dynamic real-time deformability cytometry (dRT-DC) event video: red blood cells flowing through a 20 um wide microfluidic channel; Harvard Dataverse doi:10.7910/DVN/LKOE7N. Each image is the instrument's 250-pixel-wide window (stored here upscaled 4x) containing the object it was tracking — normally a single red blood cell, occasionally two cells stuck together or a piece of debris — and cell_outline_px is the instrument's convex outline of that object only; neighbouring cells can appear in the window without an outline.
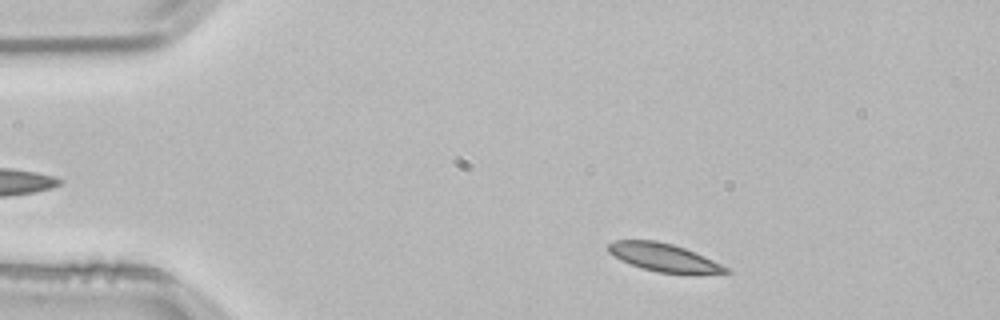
{"species": "common noctule bat (a hibernating species)", "species_latin": "Nyctalus noctula", "temperature_condition": "room temperature", "stored_images_in_passage": 44, "camera_frame_rate_fps": 3000, "um_per_image_px": 0.085, "animal": {"sex": "male", "body_mass_g": 21.5, "forearm_length_mm": 52.0}, "frame": {"image": 1, "passage_image": 5, "time_ms": 1.333, "image_size_px": [1000, 320], "cell_outline_px": [[732, 272], [656, 272], [620, 260], [608, 252], [608, 244], [616, 240], [656, 240], [672, 244], [684, 248], [704, 256], [728, 268]], "centroid_in_image_um": [56.33, 21.84], "position_along_channel_um": 28.7, "area_um2": 18.44}}
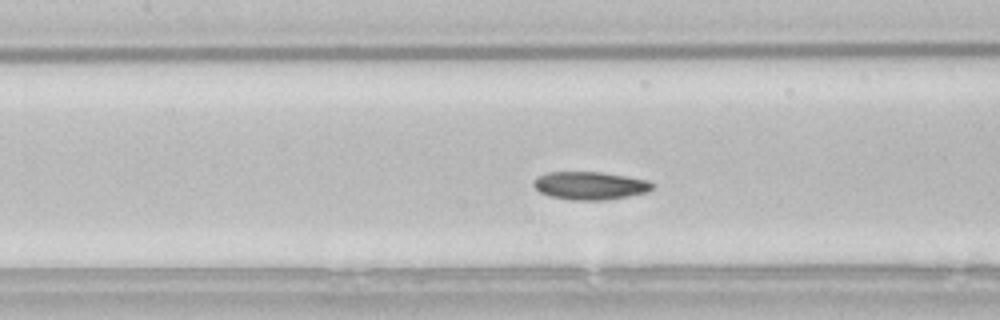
{"frame": {"image": 2, "passage_image": 20, "time_ms": 6.333, "image_size_px": [1000, 320], "cell_outline_px": [[656, 184], [648, 192], [628, 196], [604, 200], [572, 200], [552, 196], [540, 192], [532, 184], [532, 180], [536, 176], [548, 172], [600, 172], [648, 180]], "centroid_in_image_um": [50.14, 15.77], "position_along_channel_um": 157.3, "area_um2": 19.36}}
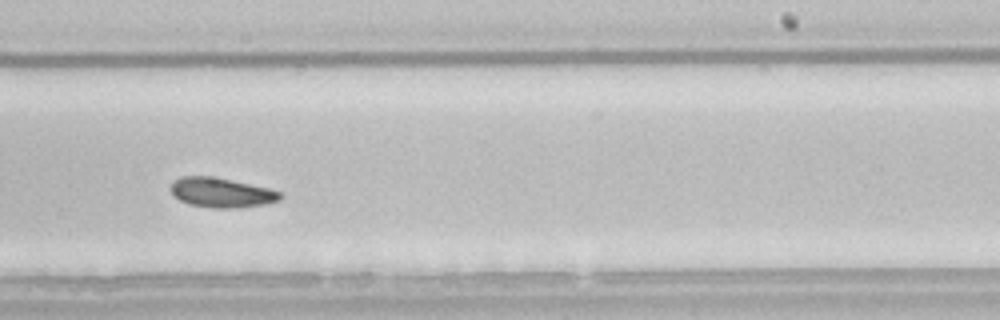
{"frame": {"image": 3, "passage_image": 29, "time_ms": 9.333, "image_size_px": [1000, 320], "cell_outline_px": [[284, 196], [280, 200], [268, 204], [236, 208], [212, 208], [188, 204], [172, 196], [168, 188], [172, 180], [180, 176], [212, 176], [268, 188], [280, 192]], "centroid_in_image_um": [18.76, 16.37], "position_along_channel_um": 270.2, "area_um2": 19.31}, "authors_computed_cell_mechanics": {"area_um2": 19.3052, "velocity_mm_per_s": 3.7832, "shape_relaxation_time_tau1_ms": 5.2016, "shape_relaxation_time_tau2_ms": 6.6131, "deformation_change_tau1": 0.0865, "deformation_change_tau2": 0.0948}}